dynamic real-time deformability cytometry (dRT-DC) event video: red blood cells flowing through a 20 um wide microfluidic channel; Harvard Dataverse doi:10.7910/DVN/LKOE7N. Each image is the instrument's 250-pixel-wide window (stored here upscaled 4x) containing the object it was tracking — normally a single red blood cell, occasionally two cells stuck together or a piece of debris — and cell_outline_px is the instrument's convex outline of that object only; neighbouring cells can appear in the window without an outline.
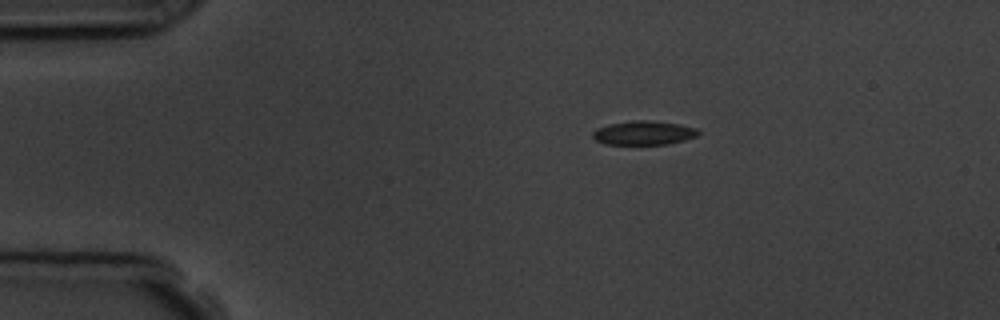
{"species": "common noctule bat (a hibernating species)", "species_latin": "Nyctalus noctula", "temperature_condition": "room temperature", "stored_images_in_passage": 2, "camera_frame_rate_fps": 3000, "um_per_image_px": 0.085, "animal": {"sex": "male", "body_mass_g": 19.5, "forearm_length_mm": 54.6}, "frame": {"image": 1, "passage_image": 1, "time_ms": 0.0, "image_size_px": [1000, 320], "cell_outline_px": [[700, 132], [696, 136], [684, 140], [668, 144], [604, 144], [596, 140], [592, 136], [592, 132], [596, 128], [608, 124], [632, 120], [652, 120], [680, 124], [696, 128]], "centroid_in_image_um": [54.7, 11.28], "position_along_channel_um": 30.3, "area_um2": 14.85}}